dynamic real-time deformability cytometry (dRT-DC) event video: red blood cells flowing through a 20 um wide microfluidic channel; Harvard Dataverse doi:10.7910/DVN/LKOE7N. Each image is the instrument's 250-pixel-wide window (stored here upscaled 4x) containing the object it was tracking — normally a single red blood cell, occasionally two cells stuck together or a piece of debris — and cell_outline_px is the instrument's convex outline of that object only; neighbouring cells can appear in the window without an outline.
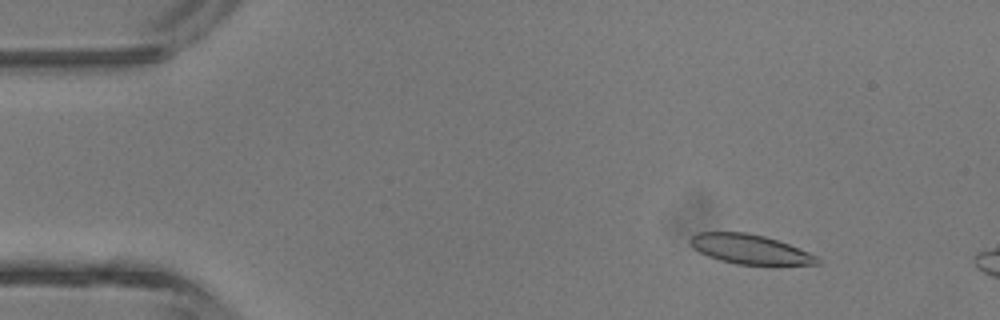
{"species": "common noctule bat (a hibernating species)", "species_latin": "Nyctalus noctula", "temperature_condition": "room temperature", "stored_images_in_passage": 5, "camera_frame_rate_fps": 3000, "um_per_image_px": 0.085, "animal": {"sex": "male", "body_mass_g": 13.3}, "frame": {"image": 1, "passage_image": 2, "time_ms": 1.333, "image_size_px": [1000, 320], "cell_outline_px": [[820, 264], [772, 268], [736, 264], [720, 260], [708, 256], [692, 248], [688, 240], [696, 232], [744, 232], [764, 236], [788, 244], [820, 256]], "centroid_in_image_um": [63.84, 21.25], "position_along_channel_um": 21.2, "area_um2": 22.95}}